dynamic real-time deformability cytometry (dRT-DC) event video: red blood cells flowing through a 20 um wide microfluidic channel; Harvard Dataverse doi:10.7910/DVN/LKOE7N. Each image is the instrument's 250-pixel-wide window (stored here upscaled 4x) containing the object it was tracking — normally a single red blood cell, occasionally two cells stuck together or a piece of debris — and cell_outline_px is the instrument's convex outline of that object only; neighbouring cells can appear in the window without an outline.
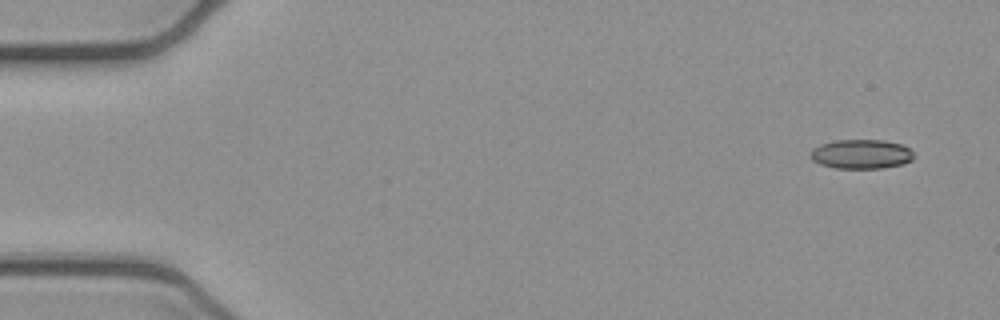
{"species": "common noctule bat (a hibernating species)", "species_latin": "Nyctalus noctula", "temperature_condition": "cold", "stored_images_in_passage": 5, "camera_frame_rate_fps": 3000, "um_per_image_px": 0.085, "animal": {"sex": "female", "body_mass_g": 21.9}, "frame": {"image": 1, "passage_image": 1, "time_ms": 0.0, "image_size_px": [1000, 320], "cell_outline_px": [[916, 156], [912, 160], [904, 164], [884, 168], [836, 168], [820, 164], [812, 160], [812, 148], [820, 144], [836, 140], [884, 140], [900, 144], [908, 148]], "centroid_in_image_um": [73.23, 13.1], "position_along_channel_um": 11.8, "area_um2": 17.69}}
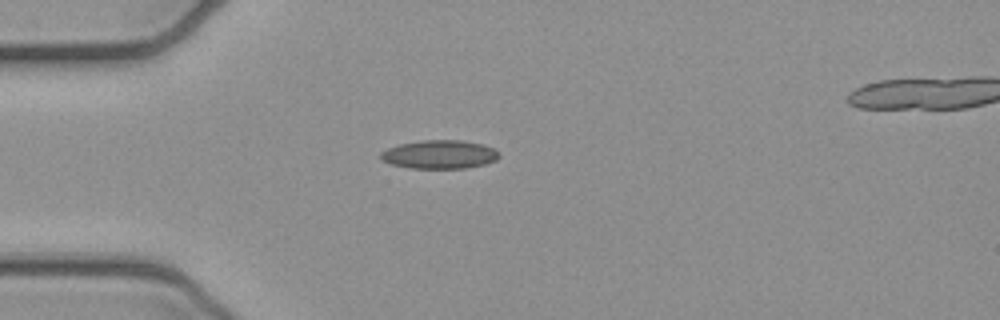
{"frame": {"image": 2, "passage_image": 4, "time_ms": 1.0, "image_size_px": [1000, 320], "cell_outline_px": [[500, 156], [496, 160], [484, 164], [464, 168], [412, 168], [392, 164], [380, 160], [380, 152], [388, 148], [400, 144], [424, 140], [460, 140], [484, 144], [492, 148]], "centroid_in_image_um": [37.34, 13.12], "position_along_channel_um": 47.7, "area_um2": 19.54}}